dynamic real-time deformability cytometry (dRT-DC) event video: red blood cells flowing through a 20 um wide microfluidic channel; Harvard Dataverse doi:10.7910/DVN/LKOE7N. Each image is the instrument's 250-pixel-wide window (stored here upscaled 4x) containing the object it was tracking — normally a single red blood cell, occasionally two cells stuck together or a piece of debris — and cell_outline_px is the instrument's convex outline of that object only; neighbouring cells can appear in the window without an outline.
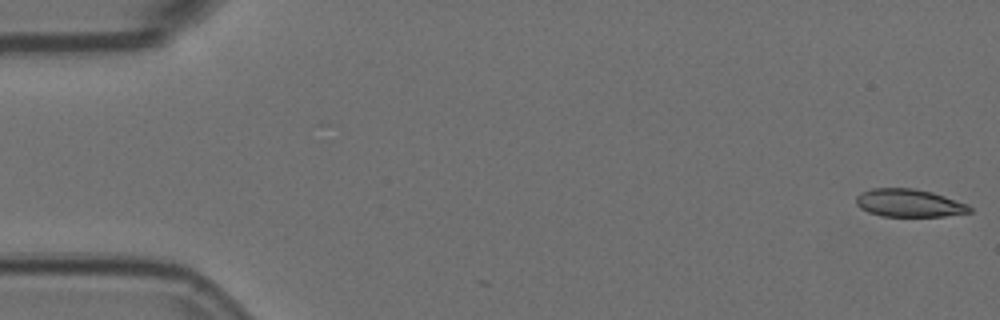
{"species": "Egyptian fruit bat (a non-hibernating species)", "species_latin": "Rousettus aegyptiacus", "temperature_condition": "room temperature", "stored_images_in_passage": 56, "camera_frame_rate_fps": 3000, "um_per_image_px": 0.085, "animal": {"sex": "female"}, "frame": {"image": 1, "passage_image": 1, "time_ms": 0.0, "image_size_px": [1000, 320], "cell_outline_px": [[972, 212], [944, 216], [880, 216], [868, 212], [860, 208], [856, 204], [856, 196], [860, 192], [872, 188], [912, 188], [932, 192], [968, 204], [972, 208]], "centroid_in_image_um": [77.25, 17.26], "position_along_channel_um": 7.7, "area_um2": 18.5}}
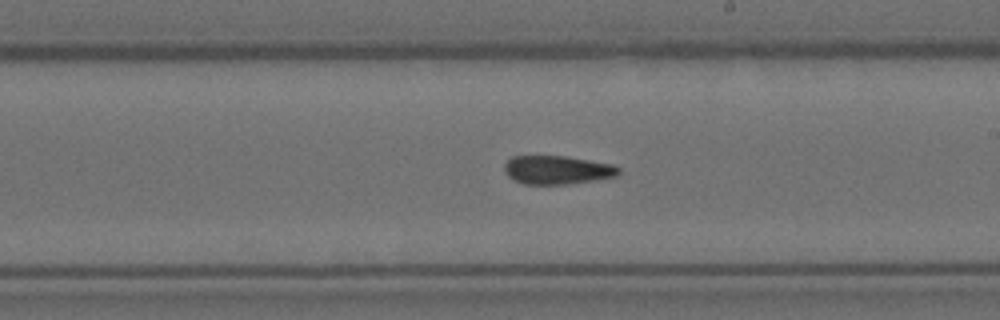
{"frame": {"image": 2, "passage_image": 32, "time_ms": 10.333, "image_size_px": [1000, 320], "cell_outline_px": [[620, 172], [616, 176], [596, 180], [568, 184], [524, 184], [512, 180], [504, 172], [504, 164], [512, 156], [564, 156], [612, 164], [620, 168]], "centroid_in_image_um": [47.33, 14.45], "position_along_channel_um": 241.7, "area_um2": 19.07}}
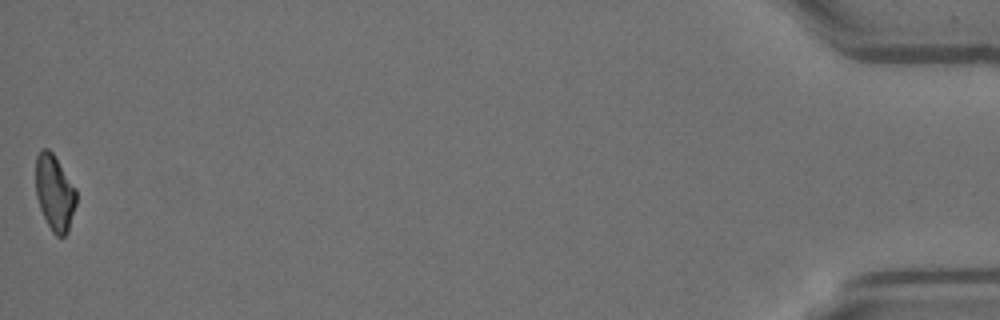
{"frame": {"image": 3, "passage_image": 56, "time_ms": 18.333, "image_size_px": [1000, 320], "cell_outline_px": [[76, 204], [68, 232], [64, 236], [56, 236], [52, 232], [40, 208], [36, 196], [36, 156], [40, 148], [48, 148], [52, 152], [76, 188]], "centroid_in_image_um": [4.64, 16.37], "position_along_channel_um": 430.6, "area_um2": 17.92}, "authors_computed_cell_mechanics": {"area_um2": 19.2763, "velocity_mm_per_s": 3.6077, "shape_relaxation_time_tau1_ms": 6.4974, "shape_relaxation_time_tau2_ms": 4.9095, "deformation_change_tau1": 0.157, "deformation_change_tau2": 0.1227}}